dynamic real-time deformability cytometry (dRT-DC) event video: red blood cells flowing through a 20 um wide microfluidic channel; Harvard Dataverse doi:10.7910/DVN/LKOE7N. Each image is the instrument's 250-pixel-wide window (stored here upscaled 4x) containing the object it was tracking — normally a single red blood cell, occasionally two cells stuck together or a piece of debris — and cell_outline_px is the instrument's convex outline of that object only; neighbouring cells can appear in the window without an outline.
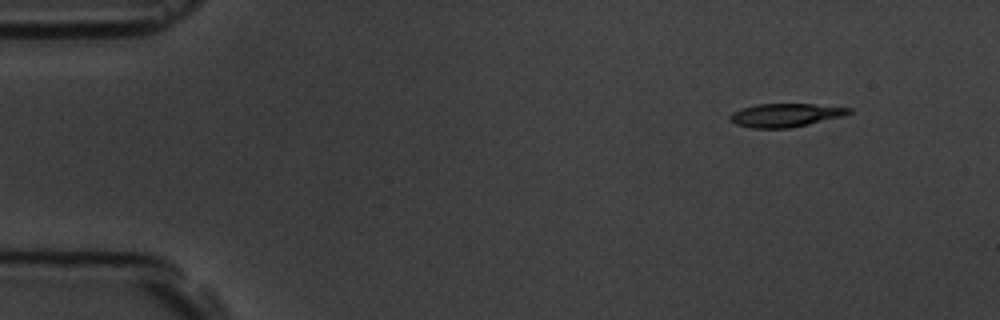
{"species": "common noctule bat (a hibernating species)", "species_latin": "Nyctalus noctula", "temperature_condition": "room temperature", "stored_images_in_passage": 4, "camera_frame_rate_fps": 3000, "um_per_image_px": 0.085, "animal": {"sex": "male", "body_mass_g": 19.5, "forearm_length_mm": 54.6}, "frame": {"image": 1, "passage_image": 1, "time_ms": 0.0, "image_size_px": [1000, 320], "cell_outline_px": [[852, 112], [844, 116], [808, 124], [788, 128], [752, 128], [736, 124], [728, 120], [728, 116], [732, 112], [740, 108], [756, 104], [812, 104], [852, 108]], "centroid_in_image_um": [66.72, 9.78], "position_along_channel_um": 18.3, "area_um2": 16.3}}
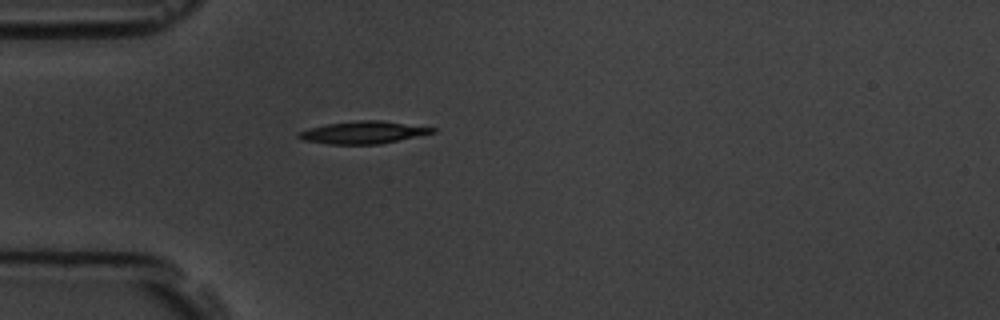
{"frame": {"image": 2, "passage_image": 4, "time_ms": 3.333, "image_size_px": [1000, 320], "cell_outline_px": [[436, 132], [380, 144], [328, 144], [304, 140], [296, 136], [300, 132], [312, 128], [328, 124], [360, 120], [380, 120], [436, 128]], "centroid_in_image_um": [30.91, 11.26], "position_along_channel_um": 54.1, "area_um2": 17.11}}